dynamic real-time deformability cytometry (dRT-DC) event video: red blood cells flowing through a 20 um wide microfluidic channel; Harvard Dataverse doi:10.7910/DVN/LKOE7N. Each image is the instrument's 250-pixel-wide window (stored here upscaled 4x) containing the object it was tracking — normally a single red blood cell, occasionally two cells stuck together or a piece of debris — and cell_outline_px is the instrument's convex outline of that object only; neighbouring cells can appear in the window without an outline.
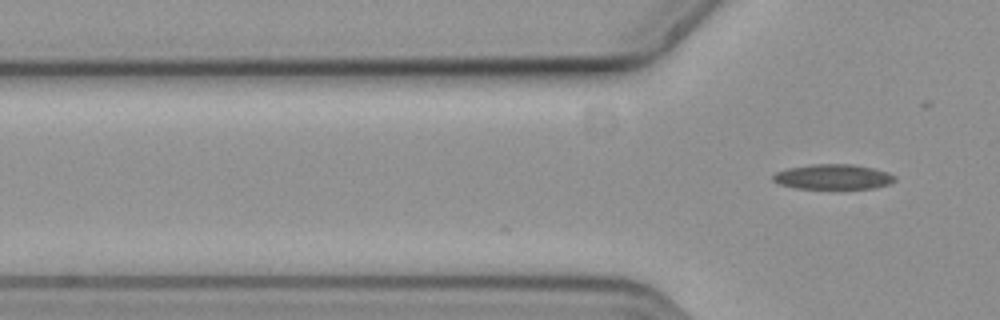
{"species": "common noctule bat (a hibernating species)", "species_latin": "Nyctalus noctula", "temperature_condition": "cold", "stored_images_in_passage": 3, "camera_frame_rate_fps": 3000, "um_per_image_px": 0.085, "animal": {"sex": "female", "body_mass_g": 19.3, "forearm_length_mm": 54.1}, "frame": {"image": 1, "passage_image": 3, "time_ms": 0.667, "image_size_px": [1000, 320], "cell_outline_px": [[896, 180], [888, 184], [872, 188], [796, 188], [780, 184], [772, 180], [772, 176], [776, 172], [788, 168], [812, 164], [852, 164], [872, 168], [896, 176]], "centroid_in_image_um": [70.78, 15.02], "position_along_channel_um": 55.0, "area_um2": 17.51}}